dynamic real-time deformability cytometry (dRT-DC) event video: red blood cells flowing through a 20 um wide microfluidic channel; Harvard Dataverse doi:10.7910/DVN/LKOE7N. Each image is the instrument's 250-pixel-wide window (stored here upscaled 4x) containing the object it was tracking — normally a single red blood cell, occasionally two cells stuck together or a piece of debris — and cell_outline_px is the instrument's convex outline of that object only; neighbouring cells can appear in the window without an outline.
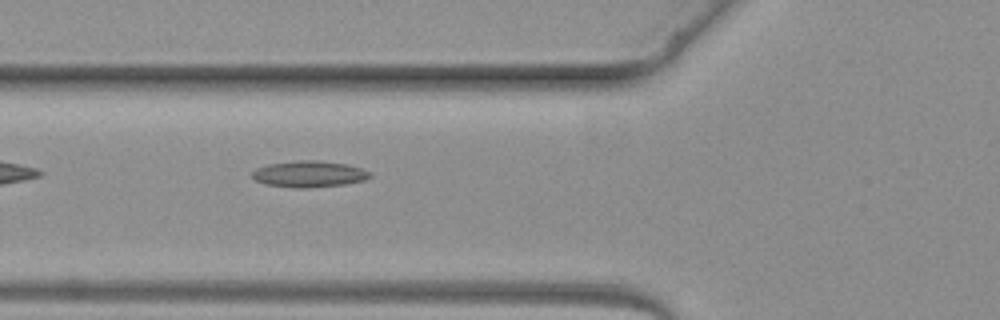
{"species": "common noctule bat (a hibernating species)", "species_latin": "Nyctalus noctula", "temperature_condition": "warm", "stored_images_in_passage": 4, "camera_frame_rate_fps": 3000, "um_per_image_px": 0.085, "animal": {"sex": "female", "body_mass_g": 19.3, "forearm_length_mm": 54.1}, "frame": {"image": 1, "passage_image": 4, "time_ms": 4.333, "image_size_px": [1000, 320], "cell_outline_px": [[372, 176], [364, 180], [348, 184], [304, 188], [296, 188], [264, 184], [256, 180], [252, 176], [252, 172], [256, 168], [268, 164], [296, 160], [316, 160], [348, 164], [360, 168], [368, 172]], "centroid_in_image_um": [26.26, 14.79], "position_along_channel_um": 99.5, "area_um2": 18.09}}